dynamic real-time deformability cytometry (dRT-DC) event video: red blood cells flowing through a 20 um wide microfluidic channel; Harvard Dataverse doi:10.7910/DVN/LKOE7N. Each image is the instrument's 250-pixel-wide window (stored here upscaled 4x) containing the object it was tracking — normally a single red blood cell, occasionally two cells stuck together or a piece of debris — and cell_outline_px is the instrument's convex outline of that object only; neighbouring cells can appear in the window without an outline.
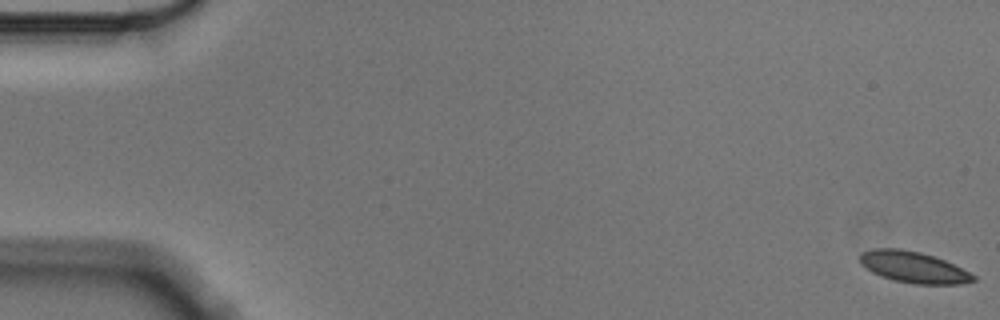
{"species": "Egyptian fruit bat (a non-hibernating species)", "species_latin": "Rousettus aegyptiacus", "temperature_condition": "cold", "stored_images_in_passage": 57, "camera_frame_rate_fps": 3000, "um_per_image_px": 0.085, "animal": {"sex": "male"}, "frame": {"image": 1, "passage_image": 1, "time_ms": 0.0, "image_size_px": [1000, 320], "cell_outline_px": [[976, 280], [960, 284], [916, 284], [892, 280], [880, 276], [872, 272], [860, 264], [860, 252], [872, 248], [900, 248], [920, 252], [944, 260], [976, 276]], "centroid_in_image_um": [77.59, 22.7], "position_along_channel_um": 7.4, "area_um2": 20.63}}
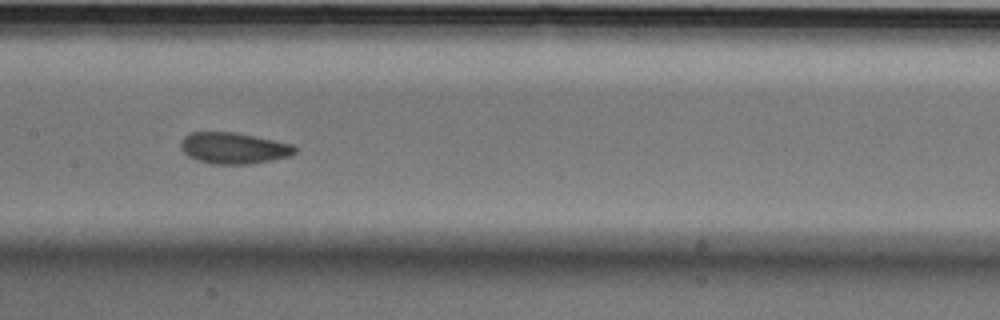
{"frame": {"image": 2, "passage_image": 29, "time_ms": 9.333, "image_size_px": [1000, 320], "cell_outline_px": [[296, 152], [292, 156], [252, 164], [212, 164], [196, 160], [188, 156], [180, 148], [180, 140], [184, 136], [192, 132], [236, 132], [292, 144], [296, 148]], "centroid_in_image_um": [19.85, 12.59], "position_along_channel_um": 187.5, "area_um2": 20.98}}
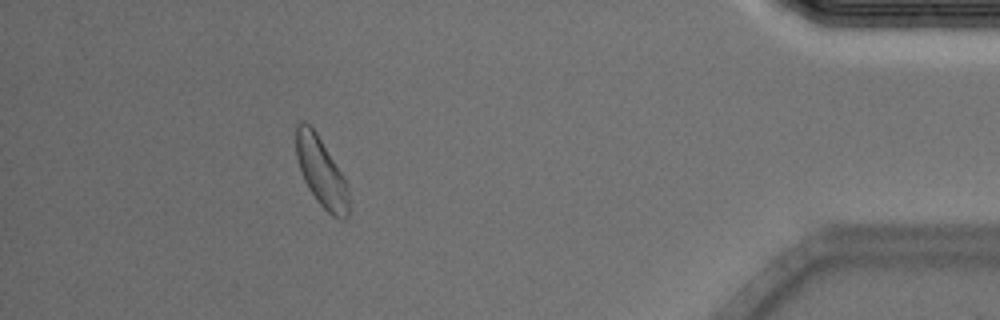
{"frame": {"image": 3, "passage_image": 52, "time_ms": 17.0, "image_size_px": [1000, 320], "cell_outline_px": [[348, 216], [344, 220], [340, 220], [332, 216], [316, 200], [308, 188], [304, 180], [296, 156], [296, 124], [300, 120], [304, 120], [316, 132], [340, 172], [344, 180], [348, 196]], "centroid_in_image_um": [27.27, 14.63], "position_along_channel_um": 407.9, "area_um2": 20.75}, "authors_computed_cell_mechanics": {"area_um2": 20.9814, "velocity_mm_per_s": 3.5247, "shape_relaxation_time_tau1_ms": 3.1915, "shape_relaxation_time_tau2_ms": 1.5057, "deformation_change_tau1": 0.0932, "deformation_change_tau2": 0.0614}}